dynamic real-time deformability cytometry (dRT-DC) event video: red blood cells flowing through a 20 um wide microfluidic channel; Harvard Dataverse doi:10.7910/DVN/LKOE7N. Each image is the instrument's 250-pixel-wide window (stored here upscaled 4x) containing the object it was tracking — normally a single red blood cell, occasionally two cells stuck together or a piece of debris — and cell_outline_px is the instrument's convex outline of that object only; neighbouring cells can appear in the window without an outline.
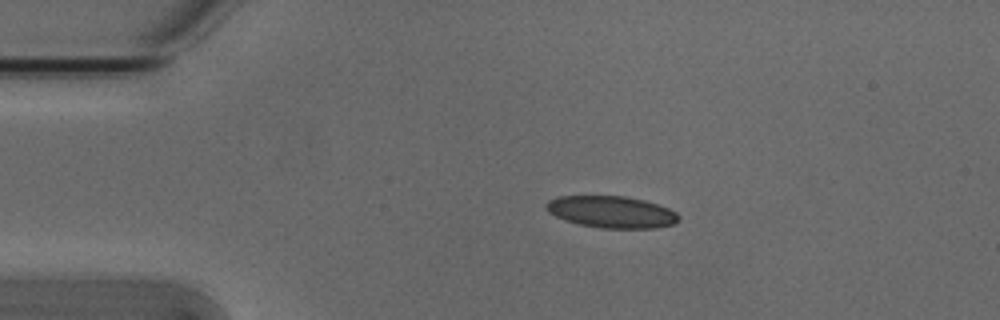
{"species": "Egyptian fruit bat (a non-hibernating species)", "species_latin": "Rousettus aegyptiacus", "temperature_condition": "cold", "stored_images_in_passage": 44, "camera_frame_rate_fps": 3000, "um_per_image_px": 0.085, "animal": {"sex": "male"}, "frame": {"image": 1, "passage_image": 1, "time_ms": 0.0, "image_size_px": [1000, 320], "cell_outline_px": [[680, 216], [672, 224], [656, 228], [600, 228], [580, 224], [564, 220], [548, 212], [544, 204], [548, 200], [560, 196], [624, 196], [644, 200], [668, 208], [676, 212]], "centroid_in_image_um": [51.94, 18.01], "position_along_channel_um": 33.1, "area_um2": 24.45}}
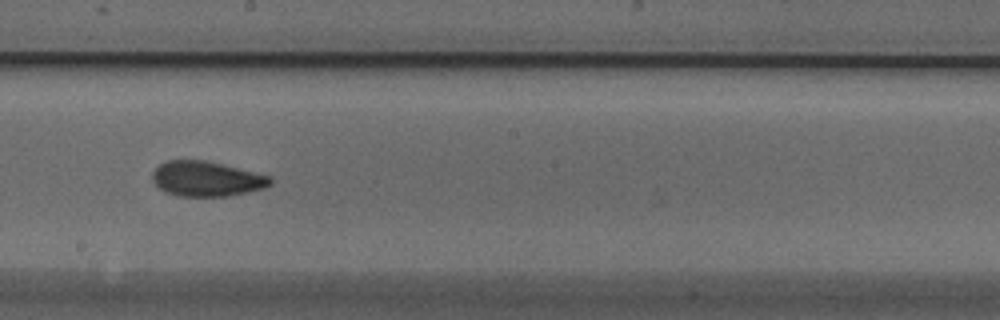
{"frame": {"image": 2, "passage_image": 20, "time_ms": 6.333, "image_size_px": [1000, 320], "cell_outline_px": [[272, 184], [264, 188], [228, 196], [180, 196], [164, 192], [152, 180], [152, 172], [160, 164], [168, 160], [204, 160], [272, 176]], "centroid_in_image_um": [17.55, 15.2], "position_along_channel_um": 230.6, "area_um2": 23.99}}
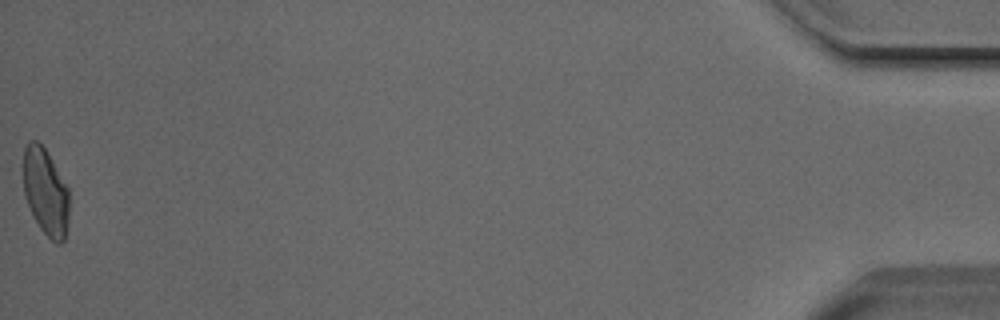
{"frame": {"image": 3, "passage_image": 44, "time_ms": 14.333, "image_size_px": [1000, 320], "cell_outline_px": [[68, 220], [64, 240], [60, 244], [56, 244], [40, 228], [28, 204], [24, 192], [20, 168], [24, 148], [28, 140], [36, 140], [44, 148], [68, 188]], "centroid_in_image_um": [3.82, 16.26], "position_along_channel_um": 431.4, "area_um2": 23.35}, "authors_computed_cell_mechanics": {"area_um2": 23.987, "velocity_mm_per_s": 3.8107, "shape_relaxation_time_tau1_ms": 9.2715, "shape_relaxation_time_tau2_ms": 1.8891, "deformation_change_tau1": 0.2065, "deformation_change_tau2": 0.0763}}